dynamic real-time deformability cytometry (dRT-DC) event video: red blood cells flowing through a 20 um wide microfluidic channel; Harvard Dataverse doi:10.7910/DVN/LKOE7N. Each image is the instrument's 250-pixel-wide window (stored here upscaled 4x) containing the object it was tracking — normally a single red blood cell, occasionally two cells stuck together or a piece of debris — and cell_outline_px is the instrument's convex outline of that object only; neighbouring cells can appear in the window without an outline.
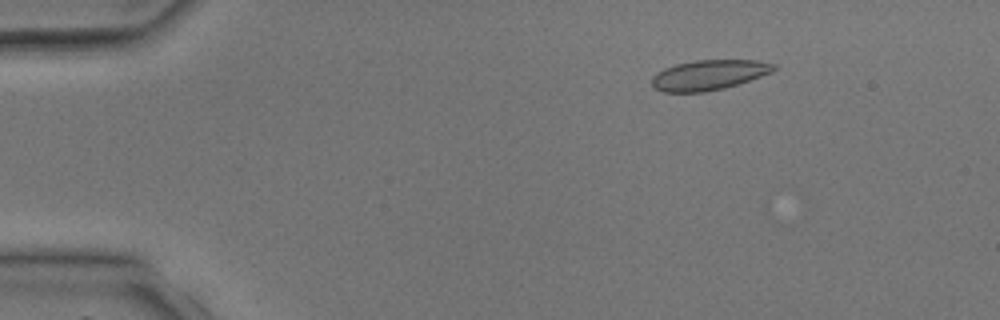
{"species": "common noctule bat (a hibernating species)", "species_latin": "Nyctalus noctula", "temperature_condition": "room temperature", "stored_images_in_passage": 3, "camera_frame_rate_fps": 3000, "um_per_image_px": 0.085, "animal": {"sex": "male", "body_mass_g": 17.9, "forearm_length_mm": 54.2}, "frame": {"image": 1, "passage_image": 1, "time_ms": 0.0, "image_size_px": [1000, 320], "cell_outline_px": [[776, 68], [772, 72], [724, 88], [704, 92], [664, 92], [652, 88], [652, 76], [656, 72], [664, 68], [676, 64], [696, 60], [756, 60], [776, 64]], "centroid_in_image_um": [60.21, 6.37], "position_along_channel_um": 24.8, "area_um2": 21.33}}